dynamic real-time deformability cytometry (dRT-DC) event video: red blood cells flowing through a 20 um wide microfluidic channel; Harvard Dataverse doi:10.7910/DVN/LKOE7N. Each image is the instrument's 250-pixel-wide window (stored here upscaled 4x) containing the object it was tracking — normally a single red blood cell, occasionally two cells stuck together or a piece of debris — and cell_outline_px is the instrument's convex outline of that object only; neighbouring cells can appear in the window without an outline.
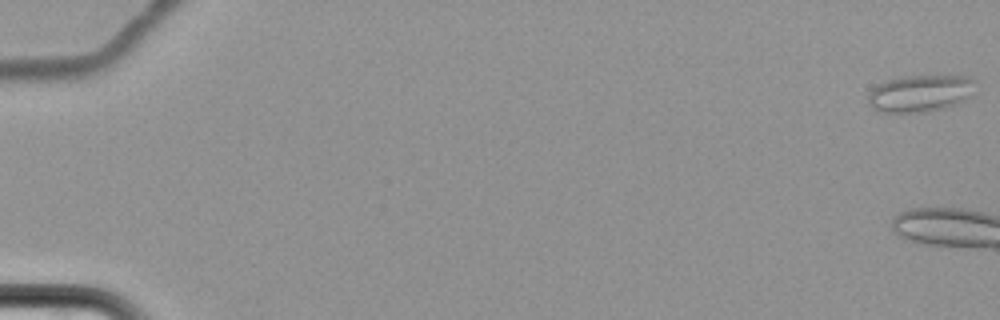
{"species": "common noctule bat (a hibernating species)", "species_latin": "Nyctalus noctula", "temperature_condition": "cold", "stored_images_in_passage": 5, "camera_frame_rate_fps": 3000, "um_per_image_px": 0.085, "animal": {"sex": "female", "body_mass_g": 22.7, "forearm_length_mm": 54.2}, "frame": {"image": 1, "passage_image": 1, "time_ms": 0.0, "image_size_px": [1000, 320], "cell_outline_px": [[976, 80], [968, 96], [964, 100], [956, 104], [944, 108], [928, 112], [880, 112], [872, 108], [868, 104], [868, 92], [872, 88], [888, 80], [904, 76], [972, 76]], "centroid_in_image_um": [78.19, 7.94], "position_along_channel_um": 6.8, "area_um2": 23.06}}